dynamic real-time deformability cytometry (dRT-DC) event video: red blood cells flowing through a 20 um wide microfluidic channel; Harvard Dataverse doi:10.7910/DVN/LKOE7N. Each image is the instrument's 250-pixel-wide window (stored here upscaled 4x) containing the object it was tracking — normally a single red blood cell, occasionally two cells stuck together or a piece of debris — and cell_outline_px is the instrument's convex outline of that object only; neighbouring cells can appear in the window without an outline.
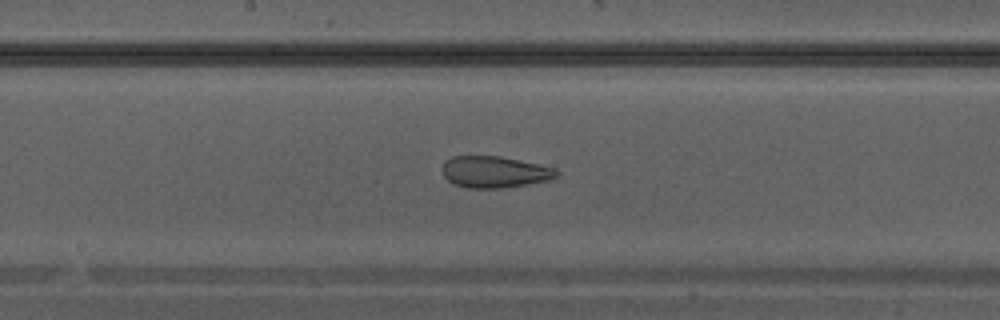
{"species": "Egyptian fruit bat (a non-hibernating species)", "species_latin": "Rousettus aegyptiacus", "temperature_condition": "warm", "stored_images_in_passage": 33, "camera_frame_rate_fps": 3000, "um_per_image_px": 0.085, "animal": {"sex": "male"}, "frame": {"image": 1, "passage_image": 15, "time_ms": 4.667, "image_size_px": [1000, 320], "cell_outline_px": [[560, 172], [556, 176], [548, 180], [504, 188], [468, 188], [452, 184], [444, 176], [444, 164], [452, 156], [500, 156], [540, 164], [556, 168]], "centroid_in_image_um": [42.07, 14.62], "position_along_channel_um": 206.1, "area_um2": 20.92}}
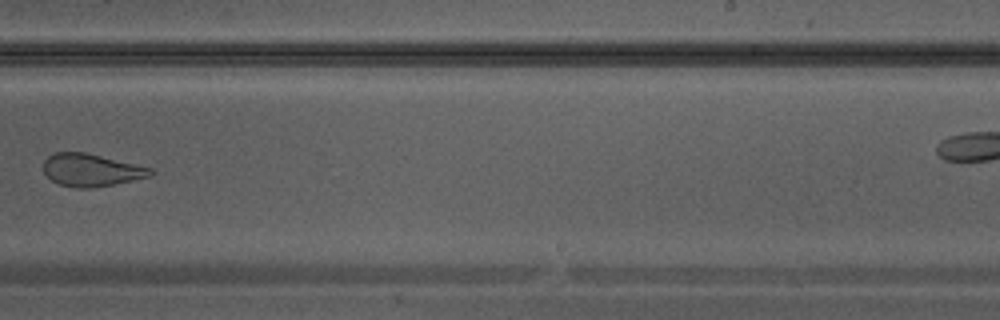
{"frame": {"image": 2, "passage_image": 19, "time_ms": 6.0, "image_size_px": [1000, 320], "cell_outline_px": [[156, 172], [152, 176], [112, 184], [88, 188], [76, 188], [60, 184], [52, 180], [44, 172], [44, 160], [52, 152], [84, 152], [152, 168]], "centroid_in_image_um": [7.76, 14.45], "position_along_channel_um": 281.2, "area_um2": 20.11}}